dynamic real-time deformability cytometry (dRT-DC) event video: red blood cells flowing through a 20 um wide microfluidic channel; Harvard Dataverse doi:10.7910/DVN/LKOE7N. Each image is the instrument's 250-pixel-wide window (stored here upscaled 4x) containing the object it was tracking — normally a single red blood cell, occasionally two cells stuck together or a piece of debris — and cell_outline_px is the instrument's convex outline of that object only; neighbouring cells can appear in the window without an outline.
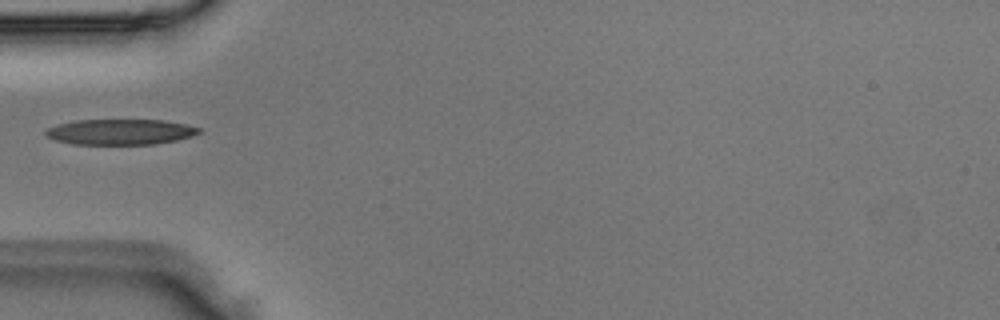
{"species": "Egyptian fruit bat (a non-hibernating species)", "species_latin": "Rousettus aegyptiacus", "temperature_condition": "room temperature", "stored_images_in_passage": 1, "camera_frame_rate_fps": 3000, "um_per_image_px": 0.085, "animal": {"sex": "male"}, "frame": {"image": 1, "passage_image": 1, "time_ms": 0.0, "image_size_px": [1000, 320], "cell_outline_px": [[200, 132], [192, 136], [176, 140], [156, 144], [72, 144], [56, 140], [44, 136], [44, 132], [48, 128], [56, 124], [76, 120], [164, 120], [184, 124], [200, 128]], "centroid_in_image_um": [10.18, 11.21], "position_along_channel_um": 74.8, "area_um2": 22.83}}